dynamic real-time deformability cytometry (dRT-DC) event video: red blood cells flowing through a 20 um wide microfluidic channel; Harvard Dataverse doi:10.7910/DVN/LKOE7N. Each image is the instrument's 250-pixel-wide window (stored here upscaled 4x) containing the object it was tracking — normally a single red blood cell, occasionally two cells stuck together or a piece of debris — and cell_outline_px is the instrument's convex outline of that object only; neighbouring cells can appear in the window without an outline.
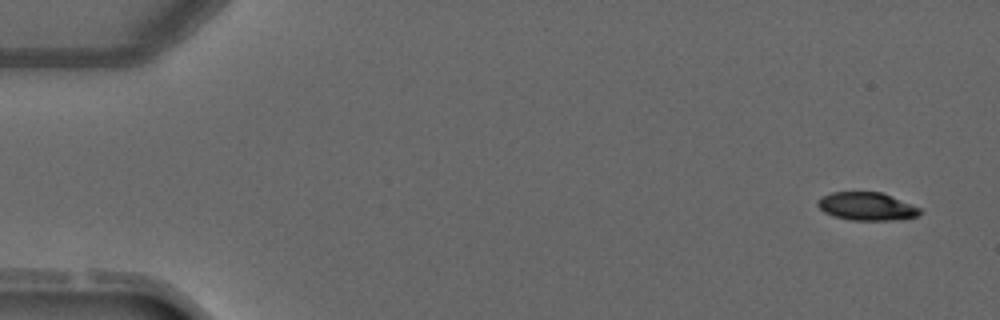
{"species": "common noctule bat (a hibernating species)", "species_latin": "Nyctalus noctula", "temperature_condition": "warm", "stored_images_in_passage": 3, "camera_frame_rate_fps": 3000, "um_per_image_px": 0.085, "animal": {"sex": "male", "forearm_length_mm": 52.5}, "frame": {"image": 1, "passage_image": 1, "time_ms": 0.0, "image_size_px": [1000, 320], "cell_outline_px": [[924, 212], [916, 216], [892, 220], [852, 220], [832, 216], [824, 212], [816, 204], [816, 200], [820, 196], [832, 192], [880, 192], [912, 204], [920, 208]], "centroid_in_image_um": [73.63, 17.54], "position_along_channel_um": 11.4, "area_um2": 16.76}}